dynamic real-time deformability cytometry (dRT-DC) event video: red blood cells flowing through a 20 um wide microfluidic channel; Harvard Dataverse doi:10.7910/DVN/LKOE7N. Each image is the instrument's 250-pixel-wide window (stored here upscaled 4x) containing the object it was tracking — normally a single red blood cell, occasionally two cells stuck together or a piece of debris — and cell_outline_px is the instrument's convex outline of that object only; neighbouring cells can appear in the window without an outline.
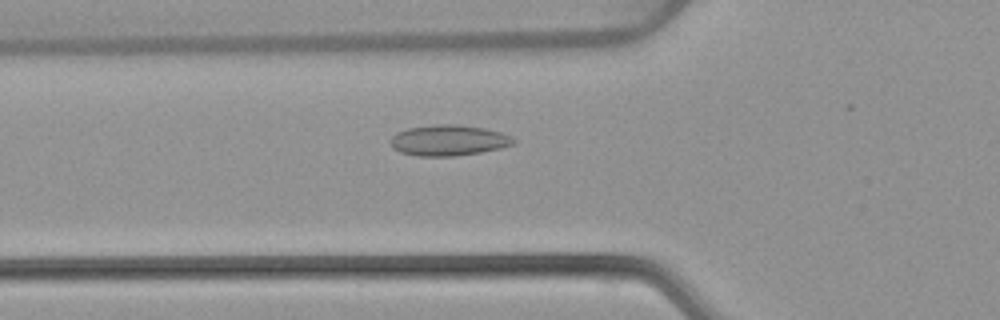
{"species": "common noctule bat (a hibernating species)", "species_latin": "Nyctalus noctula", "temperature_condition": "warm", "stored_images_in_passage": 53, "camera_frame_rate_fps": 3000, "um_per_image_px": 0.085, "animal": {"sex": "female", "body_mass_g": 22.7, "forearm_length_mm": 54.2}, "frame": {"image": 1, "passage_image": 19, "time_ms": 6.0, "image_size_px": [1000, 320], "cell_outline_px": [[516, 144], [500, 148], [480, 152], [456, 156], [416, 156], [400, 152], [392, 148], [392, 136], [396, 132], [408, 128], [440, 124], [456, 124], [484, 128], [500, 132], [512, 136], [516, 140]], "centroid_in_image_um": [38.15, 11.93], "position_along_channel_um": 87.6, "area_um2": 22.08}}
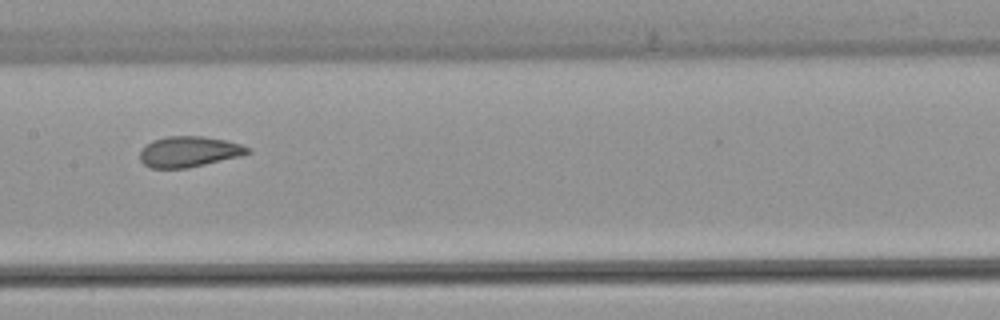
{"frame": {"image": 2, "passage_image": 27, "time_ms": 8.667, "image_size_px": [1000, 320], "cell_outline_px": [[252, 152], [240, 156], [188, 168], [152, 168], [144, 164], [140, 160], [140, 152], [152, 140], [168, 136], [204, 136], [224, 140], [240, 144], [252, 148]], "centroid_in_image_um": [16.09, 12.89], "position_along_channel_um": 191.3, "area_um2": 19.19}}
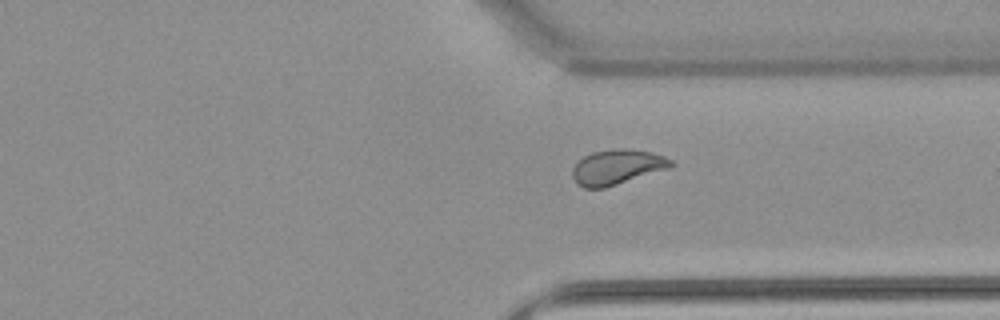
{"frame": {"image": 3, "passage_image": 40, "time_ms": 13.0, "image_size_px": [1000, 320], "cell_outline_px": [[676, 164], [672, 168], [604, 188], [584, 188], [576, 184], [572, 176], [572, 168], [584, 156], [592, 152], [612, 148], [628, 148], [652, 152], [664, 156], [672, 160]], "centroid_in_image_um": [52.49, 14.19], "position_along_channel_um": 358.9, "area_um2": 20.46}, "authors_computed_cell_mechanics": {"area_um2": 20.9236, "velocity_mm_per_s": 3.8641, "shape_relaxation_time_tau1_ms": null, "shape_relaxation_time_tau2_ms": 1.0294, "deformation_change_tau1": null, "deformation_change_tau2": 0.062}}